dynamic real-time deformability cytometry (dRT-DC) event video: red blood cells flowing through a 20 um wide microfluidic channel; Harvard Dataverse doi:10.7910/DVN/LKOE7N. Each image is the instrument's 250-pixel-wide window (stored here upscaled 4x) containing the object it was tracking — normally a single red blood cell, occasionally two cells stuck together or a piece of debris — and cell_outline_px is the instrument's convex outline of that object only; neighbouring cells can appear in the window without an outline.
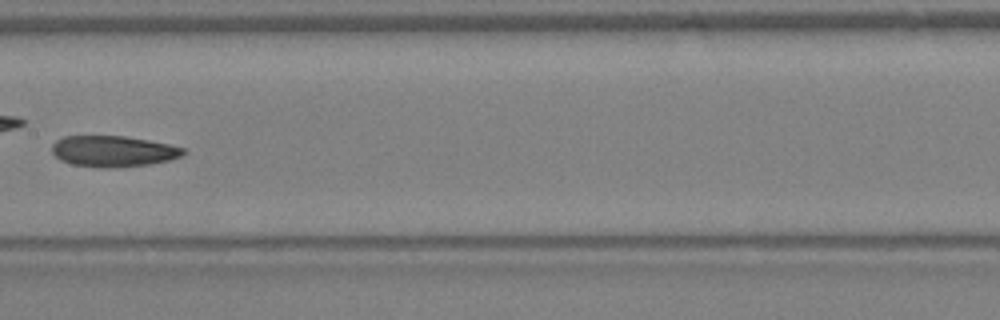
{"species": "Egyptian fruit bat (a non-hibernating species)", "species_latin": "Rousettus aegyptiacus", "temperature_condition": "warm", "stored_images_in_passage": 32, "camera_frame_rate_fps": 3000, "um_per_image_px": 0.085, "animal": {"sex": "female"}, "frame": {"image": 1, "passage_image": 14, "time_ms": 4.333, "image_size_px": [1000, 320], "cell_outline_px": [[188, 152], [180, 156], [168, 160], [148, 164], [108, 168], [104, 168], [72, 164], [60, 160], [52, 152], [52, 144], [56, 140], [64, 136], [124, 136], [148, 140], [168, 144], [184, 148]], "centroid_in_image_um": [9.6, 12.85], "position_along_channel_um": 197.8, "area_um2": 23.58}}
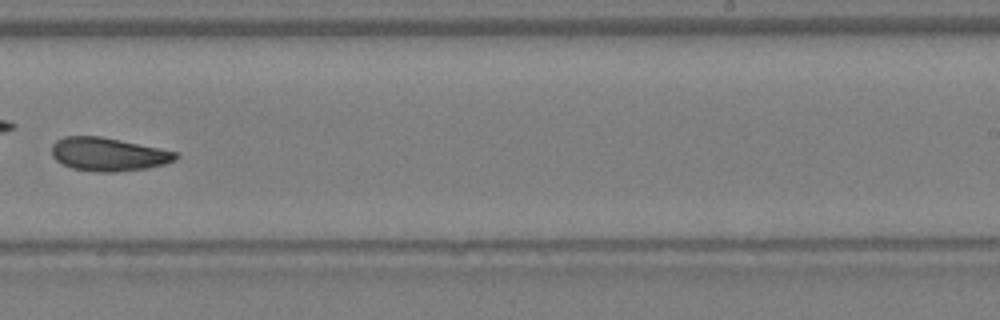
{"frame": {"image": 2, "passage_image": 19, "time_ms": 6.0, "image_size_px": [1000, 320], "cell_outline_px": [[180, 156], [176, 160], [164, 164], [148, 168], [116, 172], [100, 172], [72, 168], [56, 160], [52, 156], [52, 144], [56, 140], [64, 136], [100, 136], [180, 152]], "centroid_in_image_um": [9.24, 13.11], "position_along_channel_um": 279.8, "area_um2": 24.22}, "authors_computed_cell_mechanics": {"area_um2": 24.6228, "velocity_mm_per_s": 4.933, "shape_relaxation_time_tau1_ms": null, "shape_relaxation_time_tau2_ms": 3.3134, "deformation_change_tau1": null, "deformation_change_tau2": 0.0902}}